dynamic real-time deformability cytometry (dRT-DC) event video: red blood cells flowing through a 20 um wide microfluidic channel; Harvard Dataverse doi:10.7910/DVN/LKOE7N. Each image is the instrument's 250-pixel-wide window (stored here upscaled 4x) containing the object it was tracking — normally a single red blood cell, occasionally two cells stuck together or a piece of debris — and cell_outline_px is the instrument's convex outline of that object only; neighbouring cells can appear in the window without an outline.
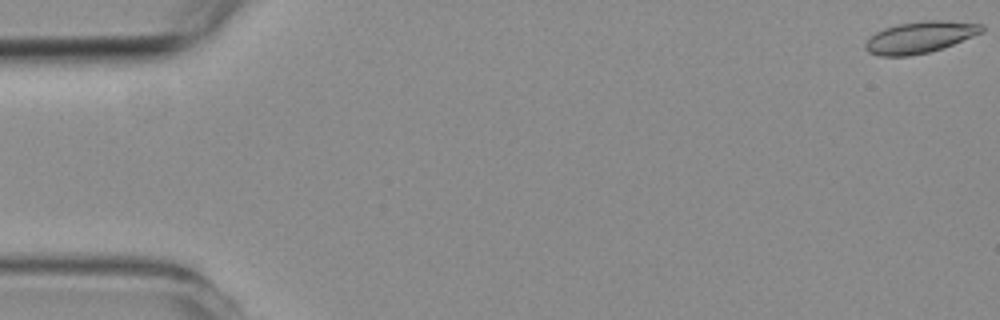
{"species": "common noctule bat (a hibernating species)", "species_latin": "Nyctalus noctula", "temperature_condition": "room temperature", "stored_images_in_passage": 5, "camera_frame_rate_fps": 3000, "um_per_image_px": 0.085, "animal": {"sex": "female", "body_mass_g": 19.3, "forearm_length_mm": 54.1}, "frame": {"image": 1, "passage_image": 1, "time_ms": 0.0, "image_size_px": [1000, 320], "cell_outline_px": [[984, 32], [952, 44], [928, 52], [908, 56], [880, 56], [868, 52], [864, 48], [864, 44], [876, 32], [900, 24], [928, 20], [944, 20], [984, 24]], "centroid_in_image_um": [78.22, 3.16], "position_along_channel_um": 6.8, "area_um2": 21.1}}
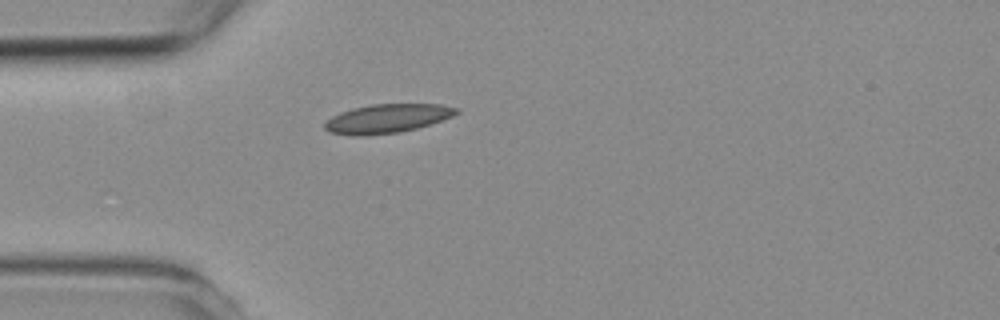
{"frame": {"image": 2, "passage_image": 5, "time_ms": 4.667, "image_size_px": [1000, 320], "cell_outline_px": [[460, 112], [452, 116], [416, 128], [400, 132], [364, 136], [356, 136], [328, 132], [324, 128], [324, 124], [332, 116], [340, 112], [352, 108], [372, 104], [440, 104], [460, 108]], "centroid_in_image_um": [32.89, 10.07], "position_along_channel_um": 52.1, "area_um2": 22.14}}